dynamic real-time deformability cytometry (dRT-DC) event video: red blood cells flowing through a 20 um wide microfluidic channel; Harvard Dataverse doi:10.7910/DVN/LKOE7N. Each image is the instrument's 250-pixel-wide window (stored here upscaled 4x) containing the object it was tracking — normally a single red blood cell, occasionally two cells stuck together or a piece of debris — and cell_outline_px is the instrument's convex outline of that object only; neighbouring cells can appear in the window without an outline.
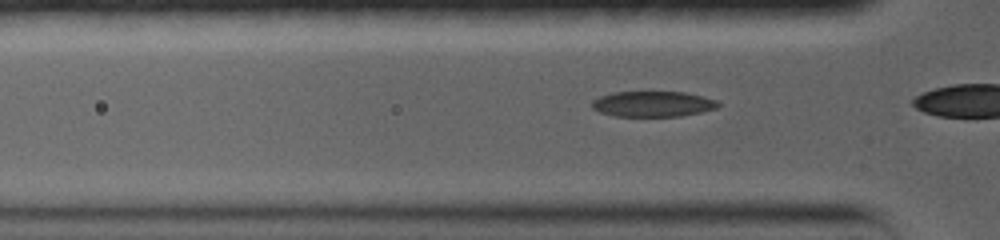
{"species": "common noctule bat (a hibernating species)", "species_latin": "Nyctalus noctula", "temperature_condition": "warm", "stored_images_in_passage": 13, "camera_frame_rate_fps": 5000, "um_per_image_px": 0.085, "animal": {"sex": "female", "body_mass_g": 19.0, "forearm_length_mm": 56.7}, "frame": {"image": 1, "passage_image": 3, "time_ms": 0.8, "image_size_px": [1000, 240], "cell_outline_px": [[720, 104], [716, 108], [700, 112], [680, 116], [612, 116], [600, 112], [592, 108], [592, 100], [600, 96], [612, 92], [684, 92], [704, 96], [716, 100]], "centroid_in_image_um": [55.47, 8.83], "position_along_channel_um": 70.3, "area_um2": 18.79}}
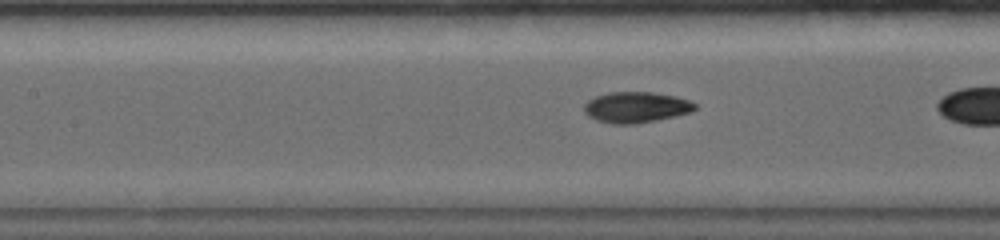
{"frame": {"image": 2, "passage_image": 8, "time_ms": 3.0, "image_size_px": [1000, 240], "cell_outline_px": [[696, 108], [692, 112], [632, 124], [612, 124], [596, 120], [588, 116], [584, 112], [584, 104], [588, 100], [596, 96], [608, 92], [652, 92], [676, 96], [688, 100], [696, 104]], "centroid_in_image_um": [54.03, 9.1], "position_along_channel_um": 153.4, "area_um2": 19.77}}